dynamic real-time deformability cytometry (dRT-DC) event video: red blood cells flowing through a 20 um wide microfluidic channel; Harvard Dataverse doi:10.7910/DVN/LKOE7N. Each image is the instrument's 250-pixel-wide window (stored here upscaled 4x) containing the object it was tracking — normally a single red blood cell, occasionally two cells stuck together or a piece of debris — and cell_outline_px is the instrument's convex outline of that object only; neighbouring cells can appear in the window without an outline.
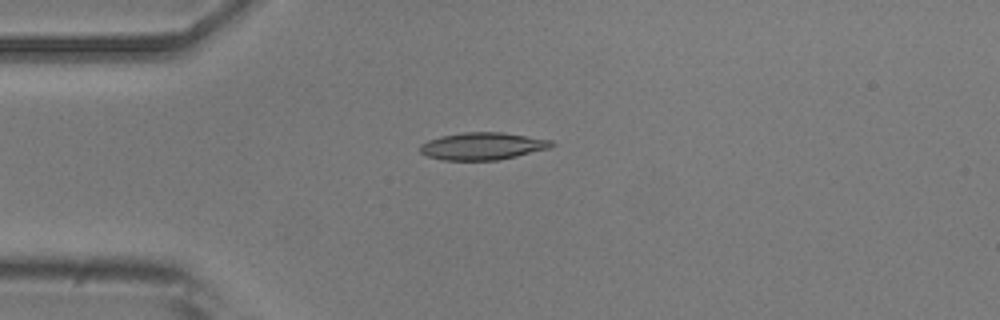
{"species": "common noctule bat (a hibernating species)", "species_latin": "Nyctalus noctula", "temperature_condition": "room temperature", "stored_images_in_passage": 6, "camera_frame_rate_fps": 3000, "um_per_image_px": 0.085, "animal": {"sex": "male", "body_mass_g": 20.5, "forearm_length_mm": 52.5}, "frame": {"image": 1, "passage_image": 3, "time_ms": 2.333, "image_size_px": [1000, 320], "cell_outline_px": [[556, 144], [552, 148], [516, 156], [496, 160], [440, 160], [428, 156], [420, 152], [420, 144], [428, 140], [440, 136], [464, 132], [500, 132], [552, 140]], "centroid_in_image_um": [41.02, 12.42], "position_along_channel_um": 44.0, "area_um2": 20.98}}
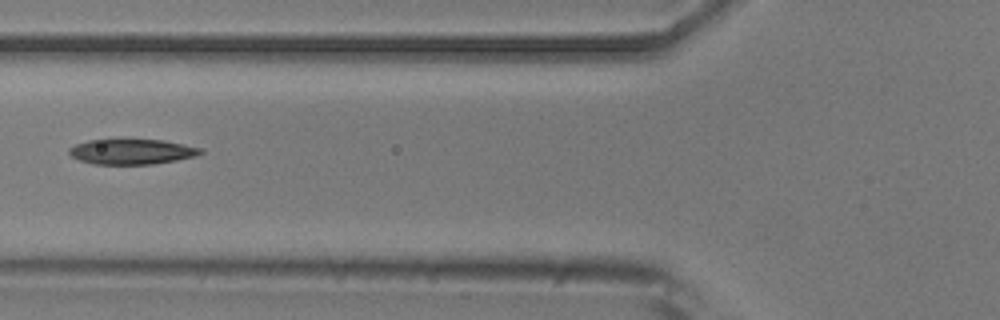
{"frame": {"image": 2, "passage_image": 5, "time_ms": 4.667, "image_size_px": [1000, 320], "cell_outline_px": [[204, 152], [196, 156], [176, 160], [152, 164], [92, 164], [80, 160], [72, 156], [68, 152], [68, 148], [76, 144], [88, 140], [164, 140], [204, 148]], "centroid_in_image_um": [11.23, 12.89], "position_along_channel_um": 114.6, "area_um2": 19.31}}
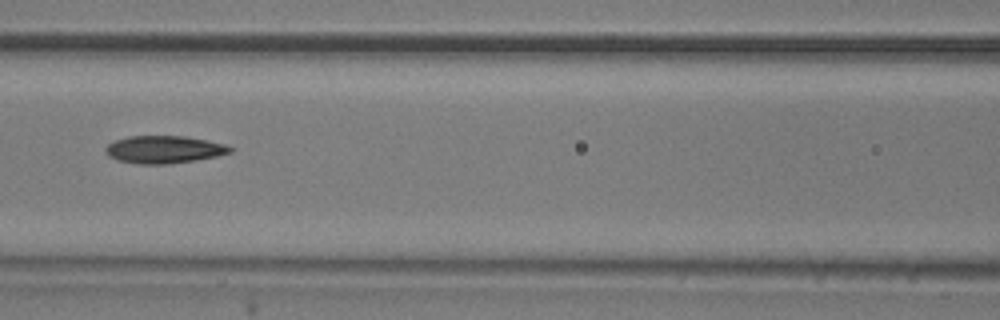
{"frame": {"image": 3, "passage_image": 6, "time_ms": 5.667, "image_size_px": [1000, 320], "cell_outline_px": [[232, 152], [216, 156], [196, 160], [168, 164], [140, 164], [116, 160], [108, 156], [104, 148], [108, 144], [116, 140], [128, 136], [184, 136], [224, 144], [232, 148]], "centroid_in_image_um": [13.9, 12.71], "position_along_channel_um": 152.7, "area_um2": 19.88}}